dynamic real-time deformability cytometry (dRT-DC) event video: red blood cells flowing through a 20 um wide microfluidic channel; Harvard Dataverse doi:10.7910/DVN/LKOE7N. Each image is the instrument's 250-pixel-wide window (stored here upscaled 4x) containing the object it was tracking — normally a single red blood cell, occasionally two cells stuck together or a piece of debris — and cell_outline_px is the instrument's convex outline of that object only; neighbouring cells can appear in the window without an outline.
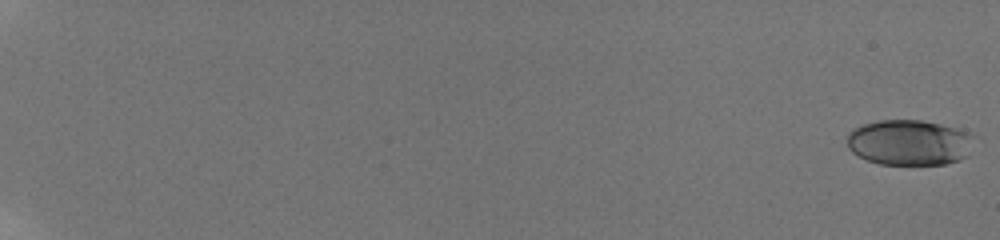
{"species": "human", "species_latin": "Homo sapiens", "temperature_condition": "room temperature", "stored_images_in_passage": 40, "camera_frame_rate_fps": 3000, "um_per_image_px": 0.085, "donor": {"sex": "male"}, "frame": {"image": 1, "passage_image": 1, "time_ms": 0.0, "image_size_px": [1000, 240], "cell_outline_px": [[976, 136], [968, 156], [960, 160], [944, 164], [880, 164], [868, 160], [852, 152], [848, 148], [848, 136], [856, 128], [864, 124], [880, 120], [920, 120], [940, 124]], "centroid_in_image_um": [77.33, 12.12], "position_along_channel_um": 7.7, "area_um2": 33.41}}
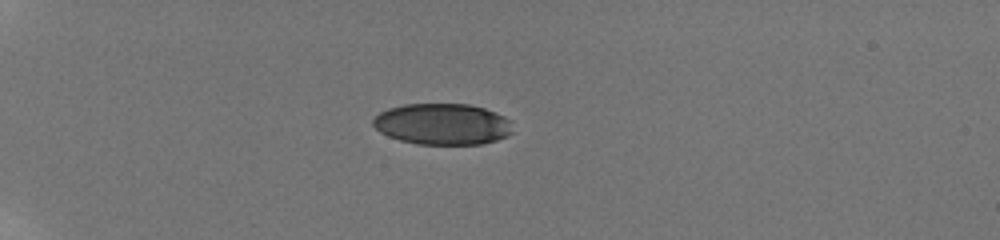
{"frame": {"image": 2, "passage_image": 27, "time_ms": 6.333, "image_size_px": [1000, 240], "cell_outline_px": [[512, 132], [508, 136], [496, 140], [480, 144], [416, 144], [400, 140], [388, 136], [380, 132], [372, 124], [372, 120], [380, 112], [388, 108], [404, 104], [468, 104], [484, 108], [496, 112], [512, 120]], "centroid_in_image_um": [37.63, 10.54], "position_along_channel_um": 47.4, "area_um2": 33.76}}
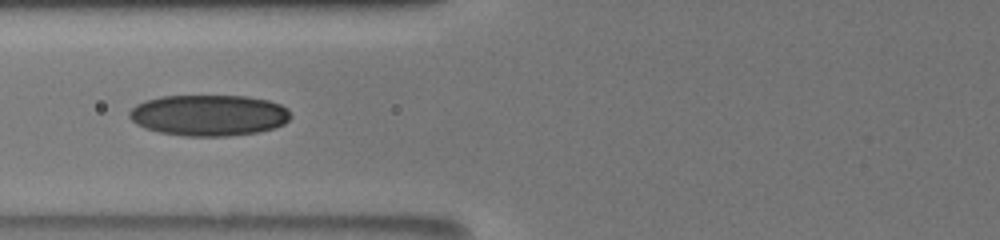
{"frame": {"image": 3, "passage_image": 39, "time_ms": 9.333, "image_size_px": [1000, 240], "cell_outline_px": [[292, 116], [284, 124], [276, 128], [256, 132], [228, 136], [184, 136], [160, 132], [144, 128], [136, 124], [128, 116], [128, 112], [136, 104], [144, 100], [160, 96], [248, 96], [268, 100], [280, 104], [288, 108]], "centroid_in_image_um": [17.75, 9.79], "position_along_channel_um": 108.0, "area_um2": 38.96}}